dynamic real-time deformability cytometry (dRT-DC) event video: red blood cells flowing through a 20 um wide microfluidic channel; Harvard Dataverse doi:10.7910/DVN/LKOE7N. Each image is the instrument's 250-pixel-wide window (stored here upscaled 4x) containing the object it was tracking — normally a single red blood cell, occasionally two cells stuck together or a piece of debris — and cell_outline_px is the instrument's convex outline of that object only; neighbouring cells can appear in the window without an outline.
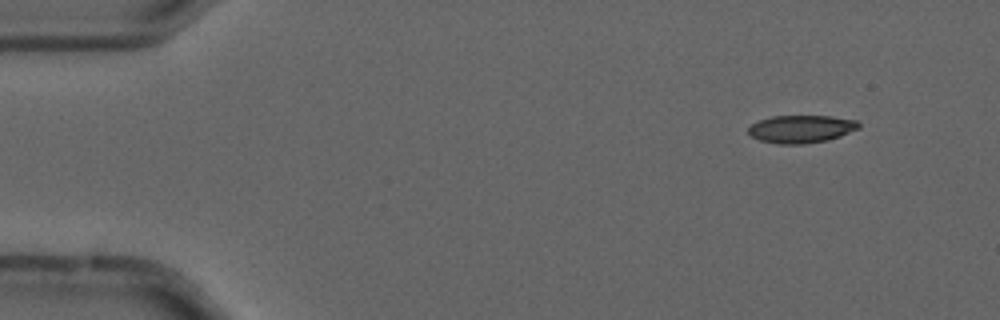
{"species": "common noctule bat (a hibernating species)", "species_latin": "Nyctalus noctula", "temperature_condition": "cold", "stored_images_in_passage": 56, "camera_frame_rate_fps": 3000, "um_per_image_px": 0.085, "animal": {"sex": "male", "forearm_length_mm": 52.5}, "frame": {"image": 1, "passage_image": 6, "time_ms": 1.667, "image_size_px": [1000, 320], "cell_outline_px": [[860, 128], [840, 136], [828, 140], [804, 144], [776, 144], [760, 140], [752, 136], [748, 132], [748, 128], [752, 124], [760, 120], [772, 116], [832, 116], [856, 120], [860, 124]], "centroid_in_image_um": [68.12, 10.96], "position_along_channel_um": 16.9, "area_um2": 17.86}}
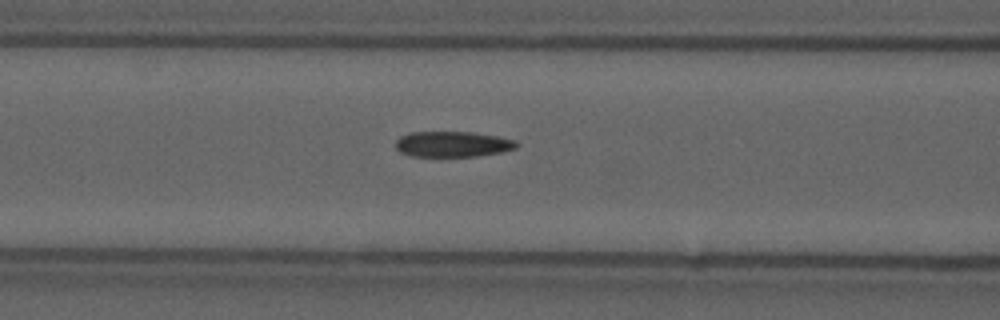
{"frame": {"image": 2, "passage_image": 23, "time_ms": 7.333, "image_size_px": [1000, 320], "cell_outline_px": [[520, 144], [516, 148], [500, 152], [476, 156], [412, 156], [400, 152], [396, 148], [396, 140], [400, 136], [412, 132], [472, 132], [496, 136], [516, 140]], "centroid_in_image_um": [38.48, 12.25], "position_along_channel_um": 128.1, "area_um2": 17.98}}
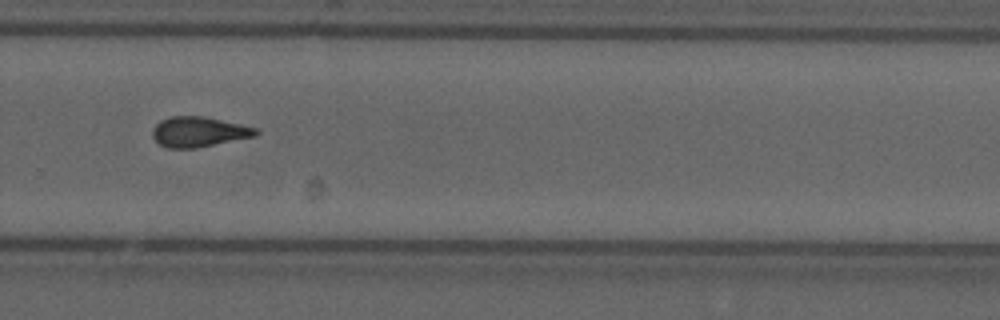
{"frame": {"image": 3, "passage_image": 38, "time_ms": 12.333, "image_size_px": [1000, 320], "cell_outline_px": [[260, 132], [256, 136], [196, 148], [168, 148], [160, 144], [152, 136], [152, 128], [160, 120], [168, 116], [204, 116], [240, 124], [256, 128]], "centroid_in_image_um": [16.88, 11.2], "position_along_channel_um": 312.9, "area_um2": 18.21}, "authors_computed_cell_mechanics": {"area_um2": 18.0914, "velocity_mm_per_s": 3.7072, "shape_relaxation_time_tau1_ms": null, "shape_relaxation_time_tau2_ms": 4.126, "deformation_change_tau1": null, "deformation_change_tau2": 0.1261}}